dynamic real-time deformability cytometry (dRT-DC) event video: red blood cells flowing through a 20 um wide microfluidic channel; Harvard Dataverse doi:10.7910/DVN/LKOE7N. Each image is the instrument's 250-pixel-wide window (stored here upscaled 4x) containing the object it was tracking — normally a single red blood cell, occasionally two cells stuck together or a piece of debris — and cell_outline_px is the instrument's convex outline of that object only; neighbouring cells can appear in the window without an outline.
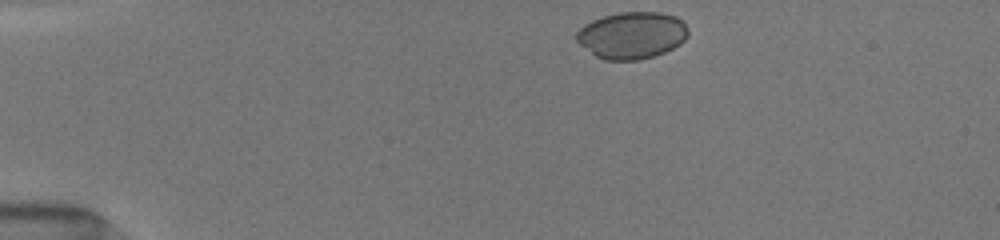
{"species": "common noctule bat (a hibernating species)", "species_latin": "Nyctalus noctula", "temperature_condition": "room temperature", "stored_images_in_passage": 9, "camera_frame_rate_fps": 3000, "um_per_image_px": 0.085, "animal": {"sex": "female", "body_mass_g": 19.5, "forearm_length_mm": 54.1}, "frame": {"image": 1, "passage_image": 1, "time_ms": 0.0, "image_size_px": [1000, 240], "cell_outline_px": [[688, 36], [680, 44], [664, 52], [640, 60], [604, 60], [596, 56], [580, 44], [576, 40], [576, 32], [584, 24], [592, 20], [604, 16], [620, 12], [660, 12], [676, 16], [688, 28]], "centroid_in_image_um": [53.71, 2.99], "position_along_channel_um": 31.3, "area_um2": 30.46}}
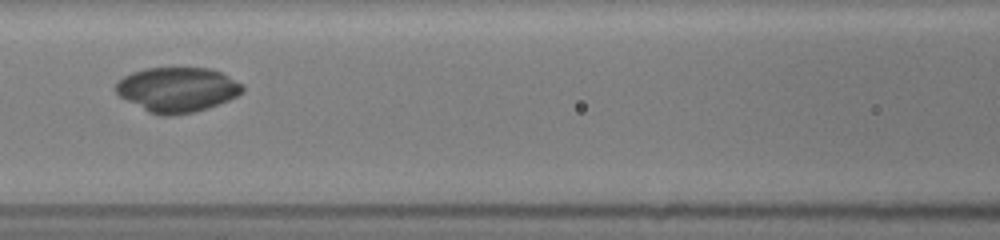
{"frame": {"image": 2, "passage_image": 8, "time_ms": 4.667, "image_size_px": [1000, 240], "cell_outline_px": [[244, 92], [228, 100], [208, 108], [196, 112], [168, 116], [160, 116], [148, 112], [120, 96], [116, 92], [116, 84], [124, 76], [132, 72], [144, 68], [208, 68], [220, 72], [244, 84]], "centroid_in_image_um": [15.09, 7.62], "position_along_channel_um": 151.5, "area_um2": 33.06}}